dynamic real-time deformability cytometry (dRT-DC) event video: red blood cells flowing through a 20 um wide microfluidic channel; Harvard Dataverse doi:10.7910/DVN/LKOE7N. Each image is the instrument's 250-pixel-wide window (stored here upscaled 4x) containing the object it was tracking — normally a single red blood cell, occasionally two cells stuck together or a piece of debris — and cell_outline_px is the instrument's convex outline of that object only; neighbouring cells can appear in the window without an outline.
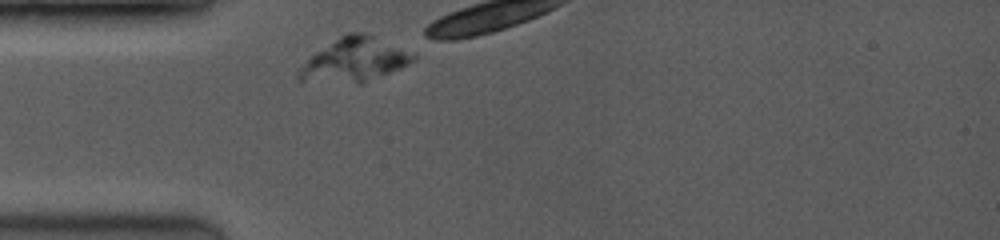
{"species": "common noctule bat (a hibernating species)", "species_latin": "Nyctalus noctula", "temperature_condition": "room temperature", "stored_images_in_passage": 11, "camera_frame_rate_fps": 3500, "um_per_image_px": 0.085, "animal": {"sex": "female", "body_mass_g": 19.0, "forearm_length_mm": 53.3}, "frame": {"image": 1, "passage_image": 1, "time_ms": 0.0, "image_size_px": [1000, 240], "cell_outline_px": [[416, 60], [400, 68], [360, 84], [300, 84], [296, 80], [296, 76], [300, 68], [316, 52], [344, 32], [360, 32], [372, 36], [416, 56]], "centroid_in_image_um": [29.98, 5.17], "position_along_channel_um": 55.0, "area_um2": 29.36}}